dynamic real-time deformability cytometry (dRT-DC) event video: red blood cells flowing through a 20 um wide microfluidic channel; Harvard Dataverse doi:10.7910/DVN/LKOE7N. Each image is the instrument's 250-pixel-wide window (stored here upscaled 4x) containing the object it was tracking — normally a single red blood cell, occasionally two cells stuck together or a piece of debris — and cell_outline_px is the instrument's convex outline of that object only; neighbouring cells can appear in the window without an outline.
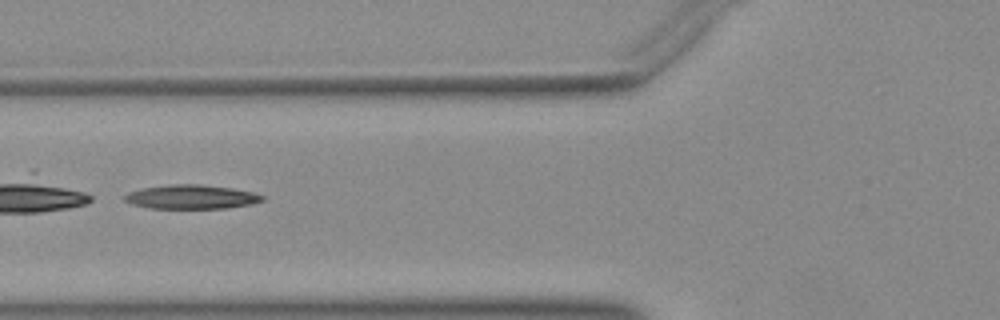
{"species": "Egyptian fruit bat (a non-hibernating species)", "species_latin": "Rousettus aegyptiacus", "temperature_condition": "warm", "stored_images_in_passage": 43, "segment_of_instrument_passage": [2, 2], "camera_frame_rate_fps": 3000, "um_per_image_px": 0.085, "animal": {"sex": "female"}, "frame": {"image": 1, "passage_image": 13, "time_ms": 4.0, "image_size_px": [1000, 320], "cell_outline_px": [[264, 200], [252, 204], [228, 208], [148, 208], [132, 204], [124, 200], [124, 196], [132, 192], [144, 188], [172, 184], [200, 184], [232, 188], [256, 192], [264, 196]], "centroid_in_image_um": [16.34, 16.74], "position_along_channel_um": 109.5, "area_um2": 19.25}}
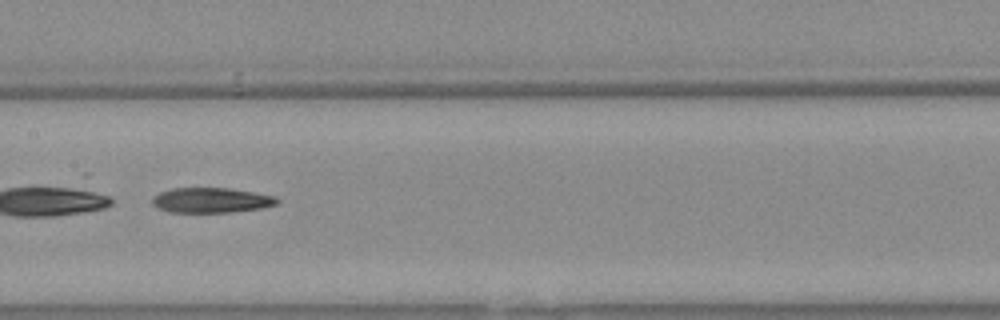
{"frame": {"image": 2, "passage_image": 19, "time_ms": 6.0, "image_size_px": [1000, 320], "cell_outline_px": [[280, 200], [276, 204], [260, 208], [232, 212], [168, 212], [156, 208], [152, 204], [152, 196], [160, 192], [172, 188], [228, 188], [276, 196]], "centroid_in_image_um": [17.91, 17.02], "position_along_channel_um": 189.5, "area_um2": 18.26}}